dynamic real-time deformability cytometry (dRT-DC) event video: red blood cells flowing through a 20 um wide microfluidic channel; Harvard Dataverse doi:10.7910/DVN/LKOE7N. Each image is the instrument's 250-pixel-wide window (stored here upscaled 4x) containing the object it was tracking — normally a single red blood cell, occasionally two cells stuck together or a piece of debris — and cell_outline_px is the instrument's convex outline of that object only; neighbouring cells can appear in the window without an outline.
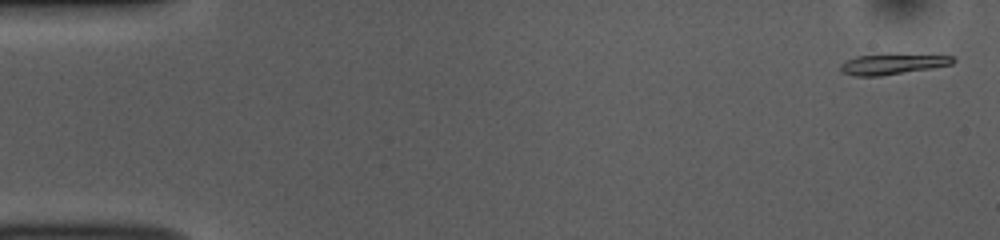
{"species": "common noctule bat (a hibernating species)", "species_latin": "Nyctalus noctula", "temperature_condition": "room temperature", "stored_images_in_passage": 52, "camera_frame_rate_fps": 3000, "um_per_image_px": 0.085, "animal": {"sex": "female", "body_mass_g": 10.0, "forearm_length_mm": 53.1}, "frame": {"image": 1, "passage_image": 2, "time_ms": 0.333, "image_size_px": [1000, 240], "cell_outline_px": [[956, 60], [952, 64], [932, 68], [880, 76], [856, 76], [840, 72], [840, 64], [856, 56], [952, 56]], "centroid_in_image_um": [75.8, 5.49], "position_along_channel_um": 9.2, "area_um2": 12.66}}
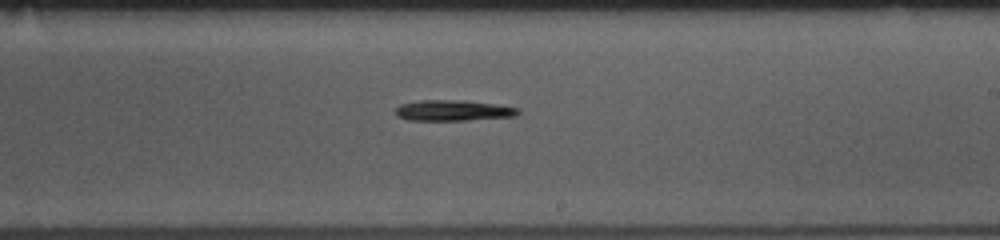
{"frame": {"image": 2, "passage_image": 31, "time_ms": 10.0, "image_size_px": [1000, 240], "cell_outline_px": [[520, 112], [516, 116], [468, 120], [408, 120], [396, 116], [396, 108], [400, 104], [420, 100], [460, 100], [492, 104], [520, 108]], "centroid_in_image_um": [38.5, 9.39], "position_along_channel_um": 250.5, "area_um2": 14.74}}
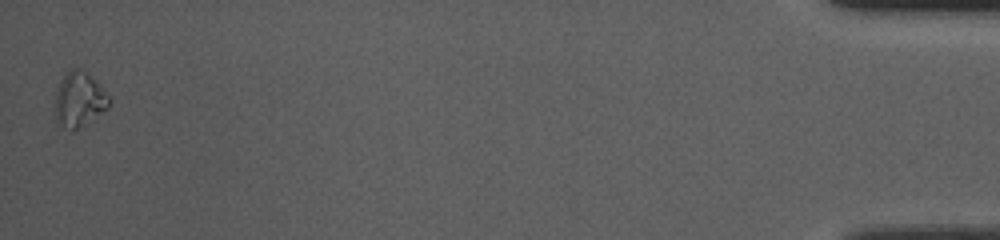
{"frame": {"image": 3, "passage_image": 52, "time_ms": 17.0, "image_size_px": [1000, 240], "cell_outline_px": [[108, 108], [72, 132], [64, 128], [56, 116], [56, 92], [68, 68], [80, 68], [108, 96]], "centroid_in_image_um": [6.69, 8.48], "position_along_channel_um": 428.5, "area_um2": 16.36}, "authors_computed_cell_mechanics": {"area_um2": 14.2188, "velocity_mm_per_s": 3.8383, "shape_relaxation_time_tau1_ms": 7.7221, "shape_relaxation_time_tau2_ms": null, "deformation_change_tau1": 0.2782, "deformation_change_tau2": null}}